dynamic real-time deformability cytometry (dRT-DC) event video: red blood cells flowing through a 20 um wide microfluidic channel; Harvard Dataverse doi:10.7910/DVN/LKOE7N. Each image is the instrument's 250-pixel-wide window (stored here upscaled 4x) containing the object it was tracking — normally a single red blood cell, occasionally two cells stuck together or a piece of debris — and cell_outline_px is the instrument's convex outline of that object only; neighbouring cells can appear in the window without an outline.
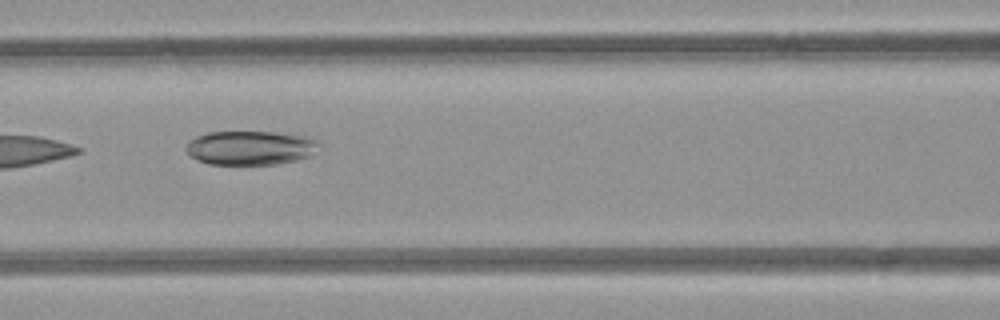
{"species": "common noctule bat (a hibernating species)", "species_latin": "Nyctalus noctula", "temperature_condition": "room temperature", "stored_images_in_passage": 8, "camera_frame_rate_fps": 3000, "um_per_image_px": 0.085, "animal": {"sex": "female", "body_mass_g": 21.9}, "frame": {"image": 1, "passage_image": 7, "time_ms": 7.667, "image_size_px": [1000, 320], "cell_outline_px": [[320, 144], [308, 156], [296, 160], [276, 164], [208, 164], [196, 160], [188, 156], [184, 148], [188, 140], [196, 136], [208, 132], [272, 132], [304, 136], [316, 140]], "centroid_in_image_um": [21.17, 12.56], "position_along_channel_um": 145.4, "area_um2": 26.41}}
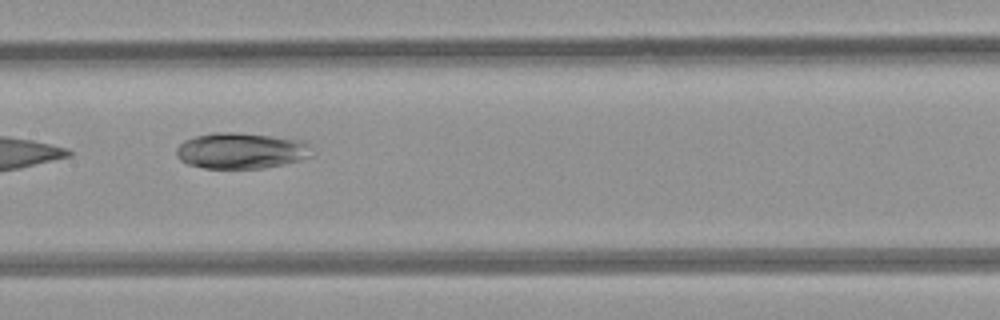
{"frame": {"image": 2, "passage_image": 8, "time_ms": 8.667, "image_size_px": [1000, 320], "cell_outline_px": [[312, 156], [284, 164], [264, 168], [204, 168], [188, 164], [180, 160], [176, 156], [176, 148], [184, 140], [196, 136], [216, 132], [236, 132], [300, 140], [312, 144]], "centroid_in_image_um": [20.49, 12.81], "position_along_channel_um": 186.9, "area_um2": 28.38}}